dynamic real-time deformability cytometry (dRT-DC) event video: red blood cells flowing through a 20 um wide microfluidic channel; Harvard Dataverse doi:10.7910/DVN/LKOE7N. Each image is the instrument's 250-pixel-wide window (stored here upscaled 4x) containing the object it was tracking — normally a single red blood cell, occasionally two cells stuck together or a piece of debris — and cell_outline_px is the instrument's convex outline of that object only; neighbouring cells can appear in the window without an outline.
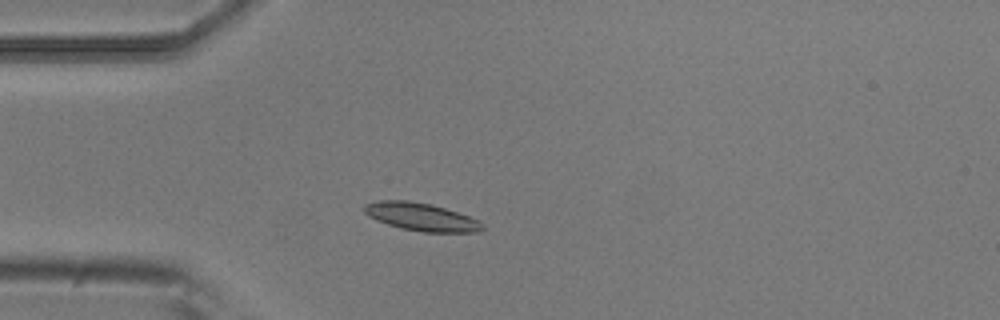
{"species": "common noctule bat (a hibernating species)", "species_latin": "Nyctalus noctula", "temperature_condition": "room temperature", "stored_images_in_passage": 1, "camera_frame_rate_fps": 3000, "um_per_image_px": 0.085, "animal": {"sex": "male", "body_mass_g": 20.5, "forearm_length_mm": 52.5}, "frame": {"image": 1, "passage_image": 1, "time_ms": 0.0, "image_size_px": [1000, 320], "cell_outline_px": [[484, 228], [476, 232], [424, 232], [400, 228], [376, 220], [368, 216], [364, 212], [364, 204], [376, 200], [408, 200], [432, 204], [480, 220], [484, 224]], "centroid_in_image_um": [35.78, 18.43], "position_along_channel_um": 49.2, "area_um2": 19.25}}